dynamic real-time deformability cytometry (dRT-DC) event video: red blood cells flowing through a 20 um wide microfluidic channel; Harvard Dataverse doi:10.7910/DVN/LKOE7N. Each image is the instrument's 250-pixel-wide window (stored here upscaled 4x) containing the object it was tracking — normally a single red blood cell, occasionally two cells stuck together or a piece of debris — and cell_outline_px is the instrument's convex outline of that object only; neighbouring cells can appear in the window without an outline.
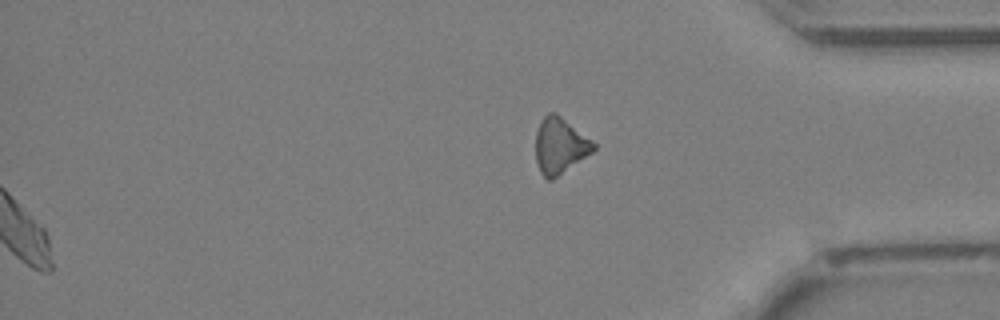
{"species": "Egyptian fruit bat (a non-hibernating species)", "species_latin": "Rousettus aegyptiacus", "temperature_condition": "cold", "stored_images_in_passage": 44, "segment_of_instrument_passage": [2, 2], "camera_frame_rate_fps": 3000, "um_per_image_px": 0.085, "animal": {"sex": "female"}, "frame": {"image": 1, "passage_image": 44, "time_ms": 14.333, "image_size_px": [1000, 320], "cell_outline_px": [[596, 148], [592, 152], [552, 180], [548, 180], [540, 172], [536, 160], [536, 132], [544, 116], [548, 112], [556, 112], [592, 140], [596, 144]], "centroid_in_image_um": [47.59, 12.38], "position_along_channel_um": 387.6, "area_um2": 18.67}}